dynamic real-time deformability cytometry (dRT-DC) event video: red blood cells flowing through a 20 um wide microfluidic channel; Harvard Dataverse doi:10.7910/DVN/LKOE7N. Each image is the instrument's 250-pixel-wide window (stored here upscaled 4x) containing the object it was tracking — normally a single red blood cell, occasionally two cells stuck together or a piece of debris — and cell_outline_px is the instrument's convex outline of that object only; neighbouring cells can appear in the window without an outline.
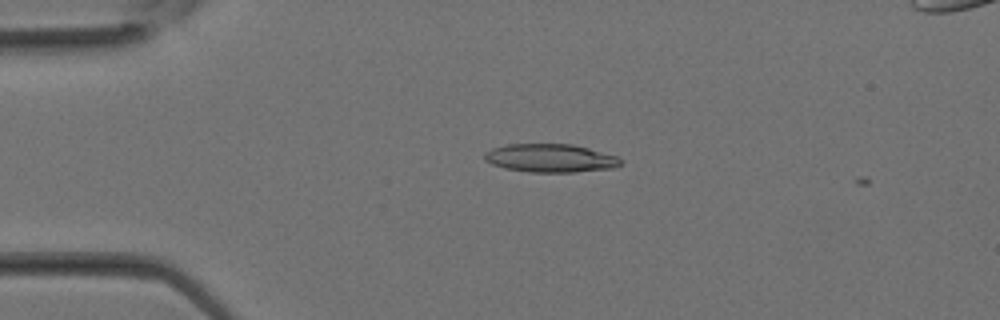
{"species": "Egyptian fruit bat (a non-hibernating species)", "species_latin": "Rousettus aegyptiacus", "temperature_condition": "room temperature", "stored_images_in_passage": 5, "camera_frame_rate_fps": 3000, "um_per_image_px": 0.085, "animal": {"sex": "female"}, "frame": {"image": 1, "passage_image": 3, "time_ms": 0.667, "image_size_px": [1000, 320], "cell_outline_px": [[620, 164], [612, 168], [576, 172], [528, 172], [504, 168], [492, 164], [484, 160], [484, 152], [492, 148], [508, 144], [572, 144], [588, 148], [616, 156], [620, 160]], "centroid_in_image_um": [46.72, 13.44], "position_along_channel_um": 38.3, "area_um2": 22.37}}